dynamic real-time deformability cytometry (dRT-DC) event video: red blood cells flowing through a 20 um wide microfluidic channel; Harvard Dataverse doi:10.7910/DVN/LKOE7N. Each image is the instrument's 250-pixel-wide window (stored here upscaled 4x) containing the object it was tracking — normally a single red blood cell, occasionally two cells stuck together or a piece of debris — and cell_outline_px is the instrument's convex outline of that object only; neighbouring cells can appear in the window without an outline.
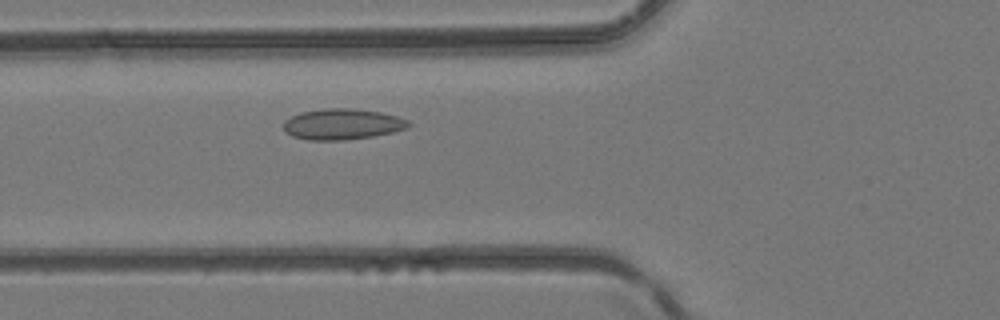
{"species": "common noctule bat (a hibernating species)", "species_latin": "Nyctalus noctula", "temperature_condition": "room temperature", "stored_images_in_passage": 32, "camera_frame_rate_fps": 3000, "um_per_image_px": 0.085, "animal": {"sex": "female", "body_mass_g": 24.6, "forearm_length_mm": 56.2}, "frame": {"image": 1, "passage_image": 8, "time_ms": 2.333, "image_size_px": [1000, 320], "cell_outline_px": [[412, 124], [408, 128], [392, 132], [372, 136], [344, 140], [308, 140], [292, 136], [284, 132], [284, 120], [300, 112], [324, 108], [352, 108], [380, 112], [396, 116], [408, 120]], "centroid_in_image_um": [29.08, 10.55], "position_along_channel_um": 96.7, "area_um2": 22.54}}
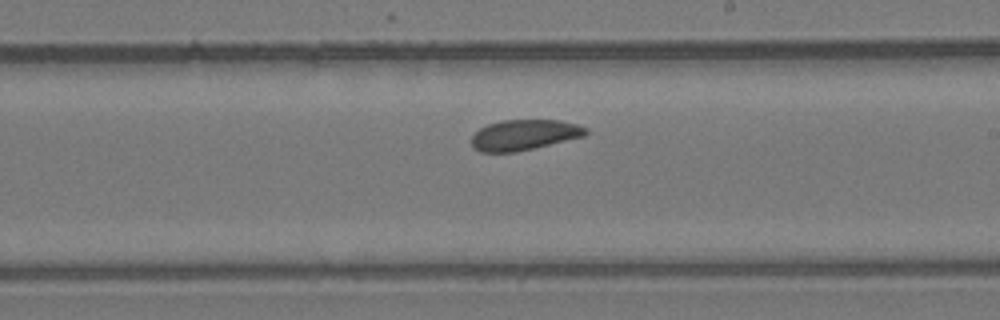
{"frame": {"image": 2, "passage_image": 17, "time_ms": 5.333, "image_size_px": [1000, 320], "cell_outline_px": [[588, 132], [584, 136], [516, 152], [480, 152], [472, 148], [472, 136], [480, 128], [488, 124], [504, 120], [560, 120], [576, 124], [588, 128]], "centroid_in_image_um": [44.54, 11.47], "position_along_channel_um": 244.5, "area_um2": 20.23}}
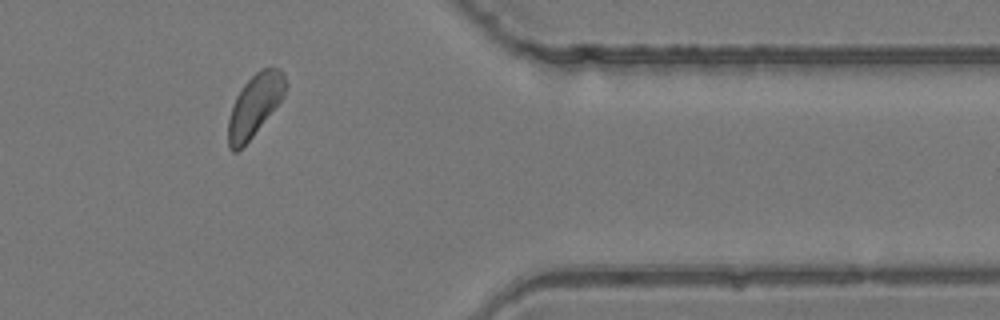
{"frame": {"image": 3, "passage_image": 27, "time_ms": 8.667, "image_size_px": [1000, 320], "cell_outline_px": [[288, 84], [284, 96], [252, 136], [236, 152], [232, 152], [228, 148], [228, 120], [236, 96], [244, 84], [260, 68], [280, 68]], "centroid_in_image_um": [21.65, 8.93], "position_along_channel_um": 389.7, "area_um2": 20.35}}